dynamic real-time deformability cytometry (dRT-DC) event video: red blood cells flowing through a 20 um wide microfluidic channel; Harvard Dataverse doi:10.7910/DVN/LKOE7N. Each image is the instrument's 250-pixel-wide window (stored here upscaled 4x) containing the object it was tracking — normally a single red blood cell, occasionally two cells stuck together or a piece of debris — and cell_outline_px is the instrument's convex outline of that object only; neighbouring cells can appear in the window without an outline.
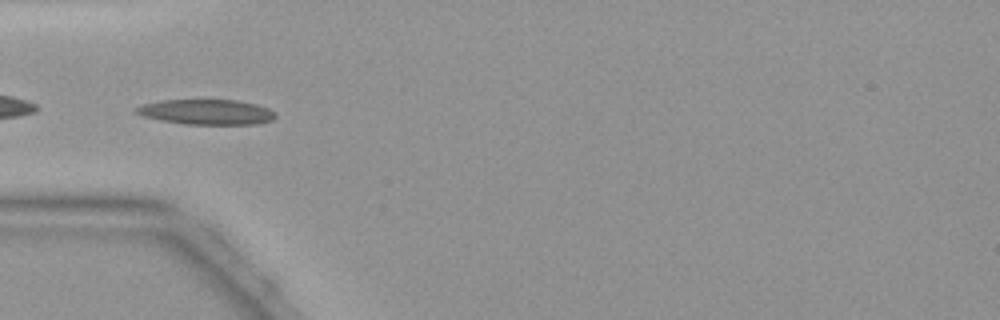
{"species": "common noctule bat (a hibernating species)", "species_latin": "Nyctalus noctula", "temperature_condition": "warm", "stored_images_in_passage": 32, "camera_frame_rate_fps": 3000, "um_per_image_px": 0.085, "animal": {"sex": "female", "body_mass_g": 19.9}, "frame": {"image": 1, "passage_image": 1, "time_ms": 0.0, "image_size_px": [1000, 320], "cell_outline_px": [[276, 116], [272, 120], [256, 124], [184, 124], [160, 120], [144, 116], [136, 112], [136, 108], [144, 104], [160, 100], [236, 100], [256, 104], [268, 108], [276, 112]], "centroid_in_image_um": [17.59, 9.52], "position_along_channel_um": 67.4, "area_um2": 20.29}}
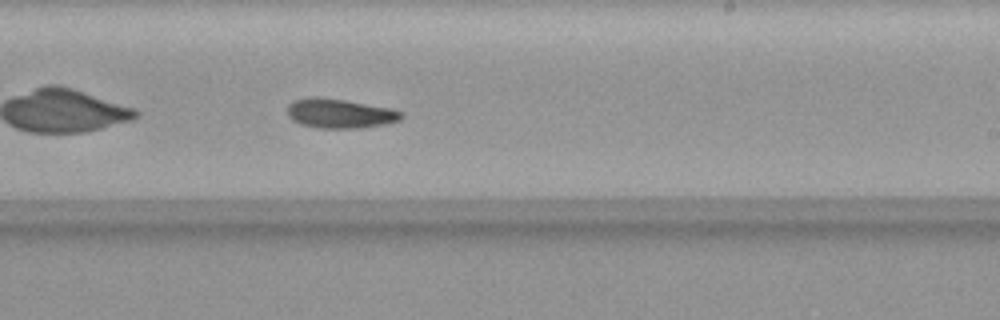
{"frame": {"image": 2, "passage_image": 14, "time_ms": 4.333, "image_size_px": [1000, 320], "cell_outline_px": [[404, 116], [400, 120], [384, 124], [360, 128], [320, 128], [300, 124], [292, 120], [288, 116], [288, 104], [292, 100], [312, 96], [316, 96], [344, 100], [392, 108], [404, 112]], "centroid_in_image_um": [28.89, 9.63], "position_along_channel_um": 260.1, "area_um2": 19.71}}
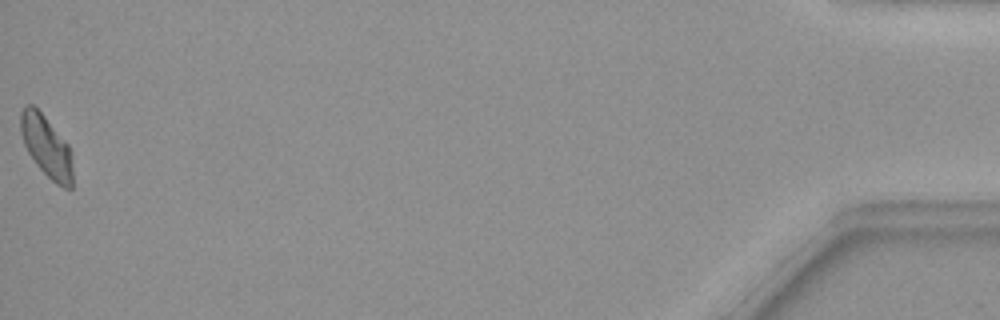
{"frame": {"image": 3, "passage_image": 32, "time_ms": 10.333, "image_size_px": [1000, 320], "cell_outline_px": [[72, 188], [64, 188], [56, 184], [36, 164], [28, 152], [24, 144], [20, 132], [20, 112], [24, 104], [32, 104], [44, 116], [68, 144], [72, 168]], "centroid_in_image_um": [3.91, 12.43], "position_along_channel_um": 431.3, "area_um2": 18.44}}